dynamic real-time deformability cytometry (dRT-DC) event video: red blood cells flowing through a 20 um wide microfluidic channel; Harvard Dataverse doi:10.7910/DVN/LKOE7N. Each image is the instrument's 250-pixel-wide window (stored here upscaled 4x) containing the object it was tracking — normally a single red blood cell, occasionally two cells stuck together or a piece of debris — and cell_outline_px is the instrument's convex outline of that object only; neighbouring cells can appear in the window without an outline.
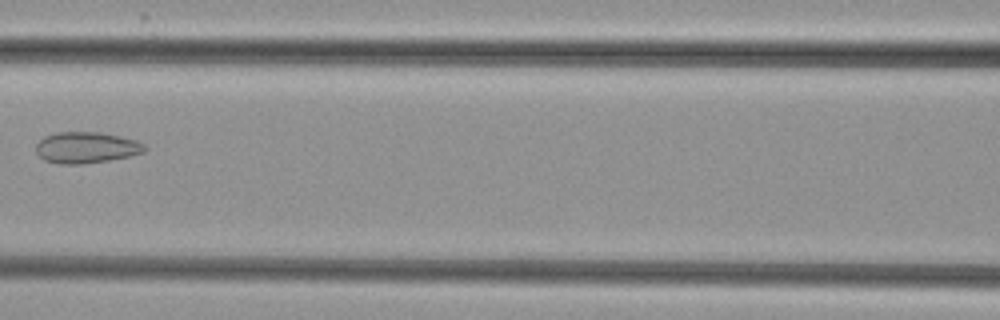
{"species": "common noctule bat (a hibernating species)", "species_latin": "Nyctalus noctula", "temperature_condition": "cold", "stored_images_in_passage": 3, "camera_frame_rate_fps": 3000, "um_per_image_px": 0.085, "animal": {"sex": "female", "body_mass_g": 29.2, "forearm_length_mm": 56.3}, "frame": {"image": 1, "passage_image": 3, "time_ms": 2.333, "image_size_px": [1000, 320], "cell_outline_px": [[148, 148], [144, 152], [128, 156], [108, 160], [84, 164], [60, 164], [44, 160], [36, 152], [36, 144], [44, 136], [56, 132], [100, 132], [120, 136], [136, 140], [144, 144]], "centroid_in_image_um": [7.33, 12.54], "position_along_channel_um": 159.3, "area_um2": 19.83}}